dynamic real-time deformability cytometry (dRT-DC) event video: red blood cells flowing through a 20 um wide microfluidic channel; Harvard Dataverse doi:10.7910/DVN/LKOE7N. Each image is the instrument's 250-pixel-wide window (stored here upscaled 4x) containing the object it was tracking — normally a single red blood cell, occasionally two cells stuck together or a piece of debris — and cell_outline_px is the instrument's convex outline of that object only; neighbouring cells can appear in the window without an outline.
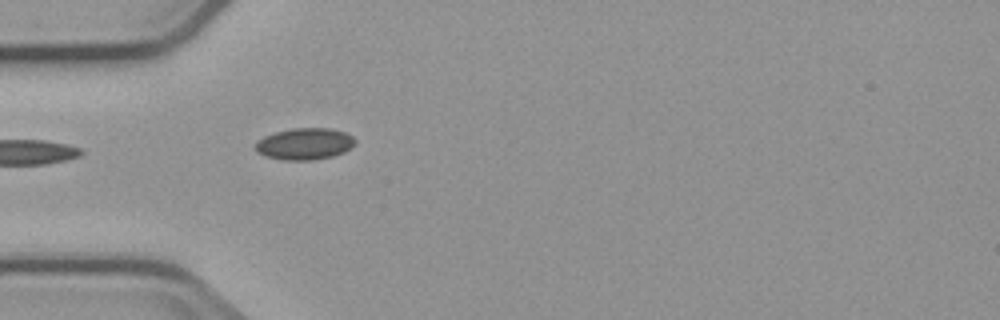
{"species": "common noctule bat (a hibernating species)", "species_latin": "Nyctalus noctula", "temperature_condition": "cold", "stored_images_in_passage": 2, "camera_frame_rate_fps": 3000, "um_per_image_px": 0.085, "animal": {"sex": "male", "body_mass_g": 23.1, "forearm_length_mm": 52.7}, "frame": {"image": 1, "passage_image": 2, "time_ms": 1.333, "image_size_px": [1000, 320], "cell_outline_px": [[356, 144], [344, 152], [332, 156], [312, 160], [280, 160], [264, 156], [256, 152], [256, 140], [264, 136], [276, 132], [292, 128], [332, 128], [344, 132], [352, 136], [356, 140]], "centroid_in_image_um": [25.88, 12.23], "position_along_channel_um": 59.1, "area_um2": 18.55}}